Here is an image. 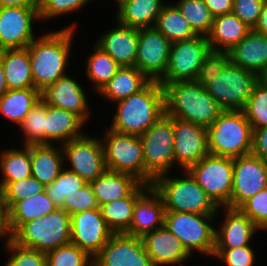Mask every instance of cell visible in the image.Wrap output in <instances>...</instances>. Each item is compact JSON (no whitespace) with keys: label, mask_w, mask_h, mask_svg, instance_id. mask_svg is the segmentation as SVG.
Listing matches in <instances>:
<instances>
[{"label":"cell","mask_w":267,"mask_h":266,"mask_svg":"<svg viewBox=\"0 0 267 266\" xmlns=\"http://www.w3.org/2000/svg\"><path fill=\"white\" fill-rule=\"evenodd\" d=\"M11 240L17 245L47 253L71 243V215L56 208L45 217L23 223L12 234Z\"/></svg>","instance_id":"8992f818"},{"label":"cell","mask_w":267,"mask_h":266,"mask_svg":"<svg viewBox=\"0 0 267 266\" xmlns=\"http://www.w3.org/2000/svg\"><path fill=\"white\" fill-rule=\"evenodd\" d=\"M40 99L41 91L36 88L10 89L0 97V115L16 130Z\"/></svg>","instance_id":"e575fe53"},{"label":"cell","mask_w":267,"mask_h":266,"mask_svg":"<svg viewBox=\"0 0 267 266\" xmlns=\"http://www.w3.org/2000/svg\"><path fill=\"white\" fill-rule=\"evenodd\" d=\"M204 2L214 17L232 13L233 0H204Z\"/></svg>","instance_id":"11a10c76"},{"label":"cell","mask_w":267,"mask_h":266,"mask_svg":"<svg viewBox=\"0 0 267 266\" xmlns=\"http://www.w3.org/2000/svg\"><path fill=\"white\" fill-rule=\"evenodd\" d=\"M251 30L233 13L216 16L207 35L210 48L214 51L227 52Z\"/></svg>","instance_id":"f1b7e54d"},{"label":"cell","mask_w":267,"mask_h":266,"mask_svg":"<svg viewBox=\"0 0 267 266\" xmlns=\"http://www.w3.org/2000/svg\"><path fill=\"white\" fill-rule=\"evenodd\" d=\"M85 184L87 182L78 174L64 167L58 177L51 184L45 186V192L53 204L57 208H61L66 195H71L80 190Z\"/></svg>","instance_id":"b9f144b4"},{"label":"cell","mask_w":267,"mask_h":266,"mask_svg":"<svg viewBox=\"0 0 267 266\" xmlns=\"http://www.w3.org/2000/svg\"><path fill=\"white\" fill-rule=\"evenodd\" d=\"M210 51V44L205 35L173 42L168 66L159 84L163 87L174 82L195 81L205 56Z\"/></svg>","instance_id":"7c38bea8"},{"label":"cell","mask_w":267,"mask_h":266,"mask_svg":"<svg viewBox=\"0 0 267 266\" xmlns=\"http://www.w3.org/2000/svg\"><path fill=\"white\" fill-rule=\"evenodd\" d=\"M171 44L155 27L138 29L135 67L150 81L159 82L168 66Z\"/></svg>","instance_id":"9a60e30c"},{"label":"cell","mask_w":267,"mask_h":266,"mask_svg":"<svg viewBox=\"0 0 267 266\" xmlns=\"http://www.w3.org/2000/svg\"><path fill=\"white\" fill-rule=\"evenodd\" d=\"M221 211L222 213H220ZM216 216H220L223 221L218 224L219 226L216 224L215 248L234 249L252 245L256 234L261 232L239 209L219 207Z\"/></svg>","instance_id":"44dd1931"},{"label":"cell","mask_w":267,"mask_h":266,"mask_svg":"<svg viewBox=\"0 0 267 266\" xmlns=\"http://www.w3.org/2000/svg\"><path fill=\"white\" fill-rule=\"evenodd\" d=\"M22 145L45 144V102L40 99L18 126ZM22 133V134H21Z\"/></svg>","instance_id":"ab89813d"},{"label":"cell","mask_w":267,"mask_h":266,"mask_svg":"<svg viewBox=\"0 0 267 266\" xmlns=\"http://www.w3.org/2000/svg\"><path fill=\"white\" fill-rule=\"evenodd\" d=\"M70 75V76H69ZM73 77V78H72ZM68 74L60 77L54 83L46 86L41 91V99L48 105L65 109L78 115L86 124L92 119L93 113L90 110V97L87 89H84L83 82ZM82 84V85H81ZM90 103V104H89ZM92 113V114H91Z\"/></svg>","instance_id":"e0dca14e"},{"label":"cell","mask_w":267,"mask_h":266,"mask_svg":"<svg viewBox=\"0 0 267 266\" xmlns=\"http://www.w3.org/2000/svg\"><path fill=\"white\" fill-rule=\"evenodd\" d=\"M251 153L267 160V126L253 130Z\"/></svg>","instance_id":"f5cc1de1"},{"label":"cell","mask_w":267,"mask_h":266,"mask_svg":"<svg viewBox=\"0 0 267 266\" xmlns=\"http://www.w3.org/2000/svg\"><path fill=\"white\" fill-rule=\"evenodd\" d=\"M0 61L8 90L35 88L27 47L0 50Z\"/></svg>","instance_id":"f546056e"},{"label":"cell","mask_w":267,"mask_h":266,"mask_svg":"<svg viewBox=\"0 0 267 266\" xmlns=\"http://www.w3.org/2000/svg\"><path fill=\"white\" fill-rule=\"evenodd\" d=\"M187 171L218 208H230L233 158L207 154Z\"/></svg>","instance_id":"30bf717a"},{"label":"cell","mask_w":267,"mask_h":266,"mask_svg":"<svg viewBox=\"0 0 267 266\" xmlns=\"http://www.w3.org/2000/svg\"><path fill=\"white\" fill-rule=\"evenodd\" d=\"M229 62L228 52L211 50L205 56L195 81L205 88Z\"/></svg>","instance_id":"f907efd6"},{"label":"cell","mask_w":267,"mask_h":266,"mask_svg":"<svg viewBox=\"0 0 267 266\" xmlns=\"http://www.w3.org/2000/svg\"><path fill=\"white\" fill-rule=\"evenodd\" d=\"M253 30L267 36V0L263 4L259 20Z\"/></svg>","instance_id":"6f0895ef"},{"label":"cell","mask_w":267,"mask_h":266,"mask_svg":"<svg viewBox=\"0 0 267 266\" xmlns=\"http://www.w3.org/2000/svg\"><path fill=\"white\" fill-rule=\"evenodd\" d=\"M12 237V233L9 227V211L4 201L3 193L0 190V242L2 239L3 245H5Z\"/></svg>","instance_id":"db71d44e"},{"label":"cell","mask_w":267,"mask_h":266,"mask_svg":"<svg viewBox=\"0 0 267 266\" xmlns=\"http://www.w3.org/2000/svg\"><path fill=\"white\" fill-rule=\"evenodd\" d=\"M92 45V52L86 56V76L84 77H87L88 83L92 84L90 87H92L95 93H98L116 74L120 66L99 46L95 43Z\"/></svg>","instance_id":"8d00e7d4"},{"label":"cell","mask_w":267,"mask_h":266,"mask_svg":"<svg viewBox=\"0 0 267 266\" xmlns=\"http://www.w3.org/2000/svg\"><path fill=\"white\" fill-rule=\"evenodd\" d=\"M216 215L190 212L165 211L164 226L182 243L193 257L203 255L212 258L215 249Z\"/></svg>","instance_id":"52a82bcc"},{"label":"cell","mask_w":267,"mask_h":266,"mask_svg":"<svg viewBox=\"0 0 267 266\" xmlns=\"http://www.w3.org/2000/svg\"><path fill=\"white\" fill-rule=\"evenodd\" d=\"M266 0H233L232 13L252 30L257 25Z\"/></svg>","instance_id":"816d5d0a"},{"label":"cell","mask_w":267,"mask_h":266,"mask_svg":"<svg viewBox=\"0 0 267 266\" xmlns=\"http://www.w3.org/2000/svg\"><path fill=\"white\" fill-rule=\"evenodd\" d=\"M93 0H40L39 17L42 24L83 10ZM45 21V22H44ZM44 22V23H43Z\"/></svg>","instance_id":"ee69618b"},{"label":"cell","mask_w":267,"mask_h":266,"mask_svg":"<svg viewBox=\"0 0 267 266\" xmlns=\"http://www.w3.org/2000/svg\"><path fill=\"white\" fill-rule=\"evenodd\" d=\"M0 172V190L9 182L32 176L31 145H19V147L12 145L2 149L0 151Z\"/></svg>","instance_id":"836d02e7"},{"label":"cell","mask_w":267,"mask_h":266,"mask_svg":"<svg viewBox=\"0 0 267 266\" xmlns=\"http://www.w3.org/2000/svg\"><path fill=\"white\" fill-rule=\"evenodd\" d=\"M86 125L75 113L45 103V144L63 145L81 137Z\"/></svg>","instance_id":"484cf974"},{"label":"cell","mask_w":267,"mask_h":266,"mask_svg":"<svg viewBox=\"0 0 267 266\" xmlns=\"http://www.w3.org/2000/svg\"><path fill=\"white\" fill-rule=\"evenodd\" d=\"M141 182L132 175L106 170L90 182L99 206L127 197Z\"/></svg>","instance_id":"4dcf8cb0"},{"label":"cell","mask_w":267,"mask_h":266,"mask_svg":"<svg viewBox=\"0 0 267 266\" xmlns=\"http://www.w3.org/2000/svg\"><path fill=\"white\" fill-rule=\"evenodd\" d=\"M173 3L197 35L207 36L209 34L214 16L204 0H173Z\"/></svg>","instance_id":"f35d334b"},{"label":"cell","mask_w":267,"mask_h":266,"mask_svg":"<svg viewBox=\"0 0 267 266\" xmlns=\"http://www.w3.org/2000/svg\"><path fill=\"white\" fill-rule=\"evenodd\" d=\"M252 245L239 248H215L212 259L225 266H256L257 256Z\"/></svg>","instance_id":"7dc6e473"},{"label":"cell","mask_w":267,"mask_h":266,"mask_svg":"<svg viewBox=\"0 0 267 266\" xmlns=\"http://www.w3.org/2000/svg\"><path fill=\"white\" fill-rule=\"evenodd\" d=\"M145 162V184L175 168L173 117L165 113L142 135ZM172 168V170H171Z\"/></svg>","instance_id":"ba28073f"},{"label":"cell","mask_w":267,"mask_h":266,"mask_svg":"<svg viewBox=\"0 0 267 266\" xmlns=\"http://www.w3.org/2000/svg\"><path fill=\"white\" fill-rule=\"evenodd\" d=\"M9 258L4 266H47L46 253L17 245L11 239L3 246Z\"/></svg>","instance_id":"bcb514c9"},{"label":"cell","mask_w":267,"mask_h":266,"mask_svg":"<svg viewBox=\"0 0 267 266\" xmlns=\"http://www.w3.org/2000/svg\"><path fill=\"white\" fill-rule=\"evenodd\" d=\"M142 240L153 266H185L193 258L165 226L146 234Z\"/></svg>","instance_id":"603a6c76"},{"label":"cell","mask_w":267,"mask_h":266,"mask_svg":"<svg viewBox=\"0 0 267 266\" xmlns=\"http://www.w3.org/2000/svg\"><path fill=\"white\" fill-rule=\"evenodd\" d=\"M165 114L208 128L224 111L218 102L196 81L165 84Z\"/></svg>","instance_id":"3957f363"},{"label":"cell","mask_w":267,"mask_h":266,"mask_svg":"<svg viewBox=\"0 0 267 266\" xmlns=\"http://www.w3.org/2000/svg\"><path fill=\"white\" fill-rule=\"evenodd\" d=\"M252 130L267 126V81L260 78L242 110Z\"/></svg>","instance_id":"60d3db41"},{"label":"cell","mask_w":267,"mask_h":266,"mask_svg":"<svg viewBox=\"0 0 267 266\" xmlns=\"http://www.w3.org/2000/svg\"><path fill=\"white\" fill-rule=\"evenodd\" d=\"M238 209L261 231H267V188L248 199Z\"/></svg>","instance_id":"681fc988"},{"label":"cell","mask_w":267,"mask_h":266,"mask_svg":"<svg viewBox=\"0 0 267 266\" xmlns=\"http://www.w3.org/2000/svg\"><path fill=\"white\" fill-rule=\"evenodd\" d=\"M231 64L256 73L262 78L267 73V36L251 30L229 51Z\"/></svg>","instance_id":"d4e9b609"},{"label":"cell","mask_w":267,"mask_h":266,"mask_svg":"<svg viewBox=\"0 0 267 266\" xmlns=\"http://www.w3.org/2000/svg\"><path fill=\"white\" fill-rule=\"evenodd\" d=\"M165 207L160 194L151 185L134 206L129 236L143 238L146 234L164 226Z\"/></svg>","instance_id":"cb8c5ba5"},{"label":"cell","mask_w":267,"mask_h":266,"mask_svg":"<svg viewBox=\"0 0 267 266\" xmlns=\"http://www.w3.org/2000/svg\"><path fill=\"white\" fill-rule=\"evenodd\" d=\"M7 91L8 87L5 80V72L2 62L0 61V97H2Z\"/></svg>","instance_id":"680465c9"},{"label":"cell","mask_w":267,"mask_h":266,"mask_svg":"<svg viewBox=\"0 0 267 266\" xmlns=\"http://www.w3.org/2000/svg\"><path fill=\"white\" fill-rule=\"evenodd\" d=\"M56 208L45 191L18 201L9 210L11 233L13 234L23 223L33 221L39 217H45Z\"/></svg>","instance_id":"d590c367"},{"label":"cell","mask_w":267,"mask_h":266,"mask_svg":"<svg viewBox=\"0 0 267 266\" xmlns=\"http://www.w3.org/2000/svg\"><path fill=\"white\" fill-rule=\"evenodd\" d=\"M140 183L127 197L100 206L102 217L114 234L129 230L136 200L150 187Z\"/></svg>","instance_id":"d6a6232c"},{"label":"cell","mask_w":267,"mask_h":266,"mask_svg":"<svg viewBox=\"0 0 267 266\" xmlns=\"http://www.w3.org/2000/svg\"><path fill=\"white\" fill-rule=\"evenodd\" d=\"M8 211L21 200L45 191V186L36 178L30 176L14 182H9L2 190Z\"/></svg>","instance_id":"f6af8a7d"},{"label":"cell","mask_w":267,"mask_h":266,"mask_svg":"<svg viewBox=\"0 0 267 266\" xmlns=\"http://www.w3.org/2000/svg\"><path fill=\"white\" fill-rule=\"evenodd\" d=\"M77 23L72 20L71 24L63 26L62 29L42 30L43 34L38 35L27 46L36 89L42 91L46 86L68 74L70 58L73 56L71 49L78 29Z\"/></svg>","instance_id":"6da1fadb"},{"label":"cell","mask_w":267,"mask_h":266,"mask_svg":"<svg viewBox=\"0 0 267 266\" xmlns=\"http://www.w3.org/2000/svg\"><path fill=\"white\" fill-rule=\"evenodd\" d=\"M61 208L70 215H73L91 209H100V206L90 183H87L80 190L75 191L71 195H66Z\"/></svg>","instance_id":"c3c4849f"},{"label":"cell","mask_w":267,"mask_h":266,"mask_svg":"<svg viewBox=\"0 0 267 266\" xmlns=\"http://www.w3.org/2000/svg\"><path fill=\"white\" fill-rule=\"evenodd\" d=\"M114 235L100 209L71 215V243L94 258Z\"/></svg>","instance_id":"ac0fdd59"},{"label":"cell","mask_w":267,"mask_h":266,"mask_svg":"<svg viewBox=\"0 0 267 266\" xmlns=\"http://www.w3.org/2000/svg\"><path fill=\"white\" fill-rule=\"evenodd\" d=\"M150 80L135 66L120 67L116 74L97 93L111 104L141 91Z\"/></svg>","instance_id":"1f68e13d"},{"label":"cell","mask_w":267,"mask_h":266,"mask_svg":"<svg viewBox=\"0 0 267 266\" xmlns=\"http://www.w3.org/2000/svg\"><path fill=\"white\" fill-rule=\"evenodd\" d=\"M110 129L140 136L164 113V90L157 81H150L141 91L114 103Z\"/></svg>","instance_id":"7a4b0ae2"},{"label":"cell","mask_w":267,"mask_h":266,"mask_svg":"<svg viewBox=\"0 0 267 266\" xmlns=\"http://www.w3.org/2000/svg\"><path fill=\"white\" fill-rule=\"evenodd\" d=\"M47 266H94L93 258L77 245L68 243L46 253Z\"/></svg>","instance_id":"7bdbcfd3"},{"label":"cell","mask_w":267,"mask_h":266,"mask_svg":"<svg viewBox=\"0 0 267 266\" xmlns=\"http://www.w3.org/2000/svg\"><path fill=\"white\" fill-rule=\"evenodd\" d=\"M179 172L177 175L180 176L176 177L168 173L153 181L152 186L160 194L165 211L216 215L218 207L206 195L192 175L187 170H180Z\"/></svg>","instance_id":"277c9868"},{"label":"cell","mask_w":267,"mask_h":266,"mask_svg":"<svg viewBox=\"0 0 267 266\" xmlns=\"http://www.w3.org/2000/svg\"><path fill=\"white\" fill-rule=\"evenodd\" d=\"M266 188L267 160L252 153L233 158L230 208L238 209L244 202Z\"/></svg>","instance_id":"5bb4252c"},{"label":"cell","mask_w":267,"mask_h":266,"mask_svg":"<svg viewBox=\"0 0 267 266\" xmlns=\"http://www.w3.org/2000/svg\"><path fill=\"white\" fill-rule=\"evenodd\" d=\"M171 43L195 37L197 34L190 27L177 6L171 1L163 6L154 26Z\"/></svg>","instance_id":"74e56055"},{"label":"cell","mask_w":267,"mask_h":266,"mask_svg":"<svg viewBox=\"0 0 267 266\" xmlns=\"http://www.w3.org/2000/svg\"><path fill=\"white\" fill-rule=\"evenodd\" d=\"M262 78L267 81V73Z\"/></svg>","instance_id":"94428289"},{"label":"cell","mask_w":267,"mask_h":266,"mask_svg":"<svg viewBox=\"0 0 267 266\" xmlns=\"http://www.w3.org/2000/svg\"><path fill=\"white\" fill-rule=\"evenodd\" d=\"M40 0H0V7H22L39 12Z\"/></svg>","instance_id":"9f6ffc18"},{"label":"cell","mask_w":267,"mask_h":266,"mask_svg":"<svg viewBox=\"0 0 267 266\" xmlns=\"http://www.w3.org/2000/svg\"><path fill=\"white\" fill-rule=\"evenodd\" d=\"M166 3V0H123L115 5L114 21L137 29L152 28Z\"/></svg>","instance_id":"4316f807"},{"label":"cell","mask_w":267,"mask_h":266,"mask_svg":"<svg viewBox=\"0 0 267 266\" xmlns=\"http://www.w3.org/2000/svg\"><path fill=\"white\" fill-rule=\"evenodd\" d=\"M94 266H153L142 238L114 234L93 258Z\"/></svg>","instance_id":"d6986e66"},{"label":"cell","mask_w":267,"mask_h":266,"mask_svg":"<svg viewBox=\"0 0 267 266\" xmlns=\"http://www.w3.org/2000/svg\"><path fill=\"white\" fill-rule=\"evenodd\" d=\"M175 165L187 170L209 154L207 128L173 117Z\"/></svg>","instance_id":"ffe728a7"},{"label":"cell","mask_w":267,"mask_h":266,"mask_svg":"<svg viewBox=\"0 0 267 266\" xmlns=\"http://www.w3.org/2000/svg\"><path fill=\"white\" fill-rule=\"evenodd\" d=\"M260 77L230 62L205 87L223 110L242 111Z\"/></svg>","instance_id":"8fae6325"},{"label":"cell","mask_w":267,"mask_h":266,"mask_svg":"<svg viewBox=\"0 0 267 266\" xmlns=\"http://www.w3.org/2000/svg\"><path fill=\"white\" fill-rule=\"evenodd\" d=\"M114 28L106 31L95 39V44L108 53L120 67L135 66L138 47V29L113 22Z\"/></svg>","instance_id":"7402d4cb"},{"label":"cell","mask_w":267,"mask_h":266,"mask_svg":"<svg viewBox=\"0 0 267 266\" xmlns=\"http://www.w3.org/2000/svg\"><path fill=\"white\" fill-rule=\"evenodd\" d=\"M253 130L243 111L224 110L207 128L209 154L239 157L251 153Z\"/></svg>","instance_id":"5b68a950"},{"label":"cell","mask_w":267,"mask_h":266,"mask_svg":"<svg viewBox=\"0 0 267 266\" xmlns=\"http://www.w3.org/2000/svg\"><path fill=\"white\" fill-rule=\"evenodd\" d=\"M123 0H112V2H116L115 4L118 5Z\"/></svg>","instance_id":"91938a15"},{"label":"cell","mask_w":267,"mask_h":266,"mask_svg":"<svg viewBox=\"0 0 267 266\" xmlns=\"http://www.w3.org/2000/svg\"><path fill=\"white\" fill-rule=\"evenodd\" d=\"M64 168L61 145H31L32 176L44 186L51 184Z\"/></svg>","instance_id":"83f0119b"},{"label":"cell","mask_w":267,"mask_h":266,"mask_svg":"<svg viewBox=\"0 0 267 266\" xmlns=\"http://www.w3.org/2000/svg\"><path fill=\"white\" fill-rule=\"evenodd\" d=\"M103 132L99 137L107 170L132 175L145 184V162L139 136L119 133L110 128Z\"/></svg>","instance_id":"9c48e42d"},{"label":"cell","mask_w":267,"mask_h":266,"mask_svg":"<svg viewBox=\"0 0 267 266\" xmlns=\"http://www.w3.org/2000/svg\"><path fill=\"white\" fill-rule=\"evenodd\" d=\"M64 167L90 183L106 170L104 150L100 137L85 133L61 145Z\"/></svg>","instance_id":"4fadbf2b"},{"label":"cell","mask_w":267,"mask_h":266,"mask_svg":"<svg viewBox=\"0 0 267 266\" xmlns=\"http://www.w3.org/2000/svg\"><path fill=\"white\" fill-rule=\"evenodd\" d=\"M39 21L36 9L0 7V50L26 48L41 34L34 26Z\"/></svg>","instance_id":"2e32d148"}]
</instances>
